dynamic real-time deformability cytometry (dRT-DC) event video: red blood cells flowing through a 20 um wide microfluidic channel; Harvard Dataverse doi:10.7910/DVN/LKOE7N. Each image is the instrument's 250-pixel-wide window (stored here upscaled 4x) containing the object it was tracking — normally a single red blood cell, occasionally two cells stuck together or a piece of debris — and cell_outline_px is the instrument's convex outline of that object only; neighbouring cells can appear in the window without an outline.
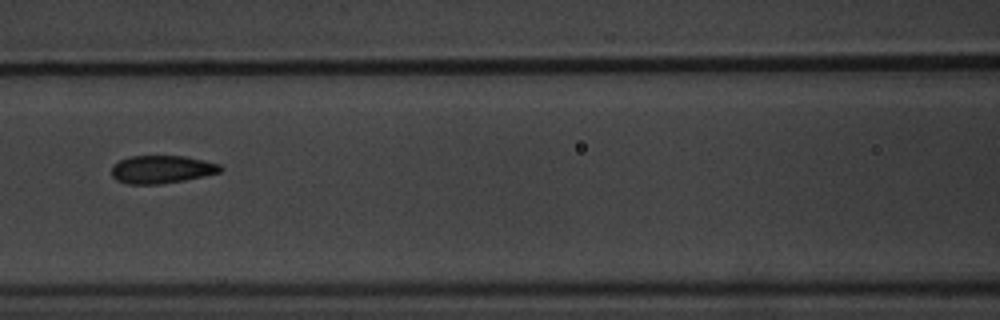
{"species": "common noctule bat (a hibernating species)", "species_latin": "Nyctalus noctula", "temperature_condition": "warm", "stored_images_in_passage": 15, "camera_frame_rate_fps": 3000, "um_per_image_px": 0.085, "animal": {"sex": "male", "body_mass_g": 20.1, "forearm_length_mm": 53.5}, "frame": {"image": 1, "passage_image": 7, "time_ms": 8.0, "image_size_px": [1000, 320], "cell_outline_px": [[224, 168], [220, 172], [204, 176], [184, 180], [160, 184], [128, 184], [116, 180], [112, 176], [112, 164], [128, 156], [184, 156], [204, 160], [220, 164]], "centroid_in_image_um": [13.74, 14.39], "position_along_channel_um": 152.9, "area_um2": 17.8}}
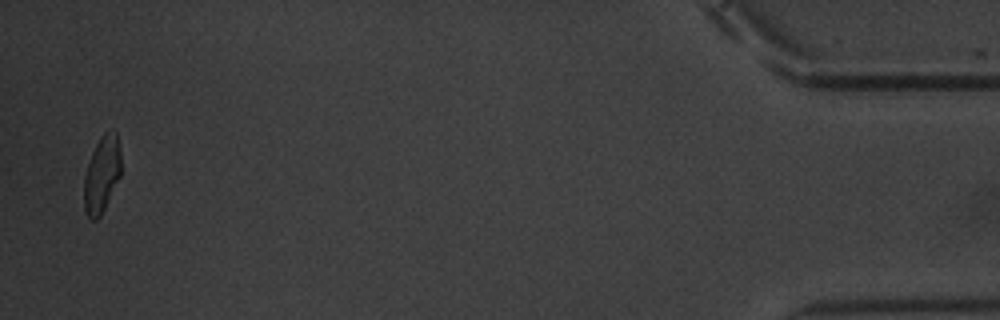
{"frame": {"image": 2, "passage_image": 15, "time_ms": 18.333, "image_size_px": [1000, 320], "cell_outline_px": [[120, 176], [100, 216], [96, 220], [92, 220], [84, 212], [84, 176], [92, 152], [100, 136], [104, 132], [112, 128], [116, 132], [120, 152]], "centroid_in_image_um": [8.64, 14.8], "position_along_channel_um": 426.6, "area_um2": 16.42}, "authors_computed_cell_mechanics": {"area_um2": 18.3804, "velocity_mm_per_s": 3.4443, "shape_relaxation_time_tau1_ms": 3.5512, "shape_relaxation_time_tau2_ms": null, "deformation_change_tau1": 0.1164, "deformation_change_tau2": null}}